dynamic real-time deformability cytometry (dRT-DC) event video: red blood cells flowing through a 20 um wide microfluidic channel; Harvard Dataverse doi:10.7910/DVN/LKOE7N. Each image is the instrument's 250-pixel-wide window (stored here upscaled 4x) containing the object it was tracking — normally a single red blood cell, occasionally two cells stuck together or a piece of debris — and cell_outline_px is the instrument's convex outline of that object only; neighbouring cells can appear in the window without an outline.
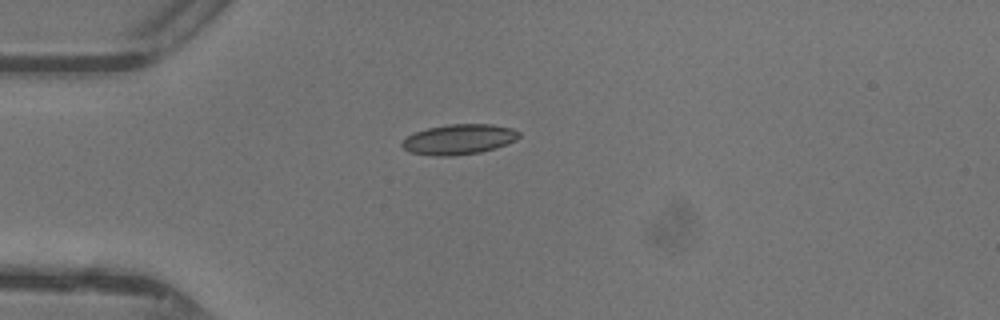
{"species": "common noctule bat (a hibernating species)", "species_latin": "Nyctalus noctula", "temperature_condition": "warm", "stored_images_in_passage": 35, "camera_frame_rate_fps": 3000, "um_per_image_px": 0.085, "animal": {"sex": "female"}, "frame": {"image": 1, "passage_image": 1, "time_ms": 0.0, "image_size_px": [1000, 320], "cell_outline_px": [[520, 136], [516, 140], [496, 148], [480, 152], [452, 156], [432, 156], [412, 152], [404, 148], [400, 144], [408, 136], [416, 132], [428, 128], [448, 124], [492, 124], [512, 128], [520, 132]], "centroid_in_image_um": [39.04, 11.84], "position_along_channel_um": 46.0, "area_um2": 20.52}}
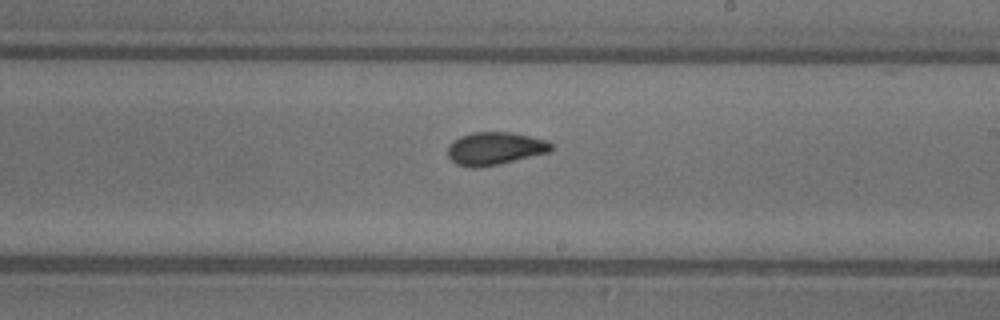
{"frame": {"image": 2, "passage_image": 16, "time_ms": 5.0, "image_size_px": [1000, 320], "cell_outline_px": [[552, 152], [500, 164], [476, 168], [472, 168], [456, 164], [448, 156], [448, 144], [452, 140], [460, 136], [472, 132], [508, 132], [548, 140], [552, 144]], "centroid_in_image_um": [42.07, 12.63], "position_along_channel_um": 246.9, "area_um2": 20.0}}
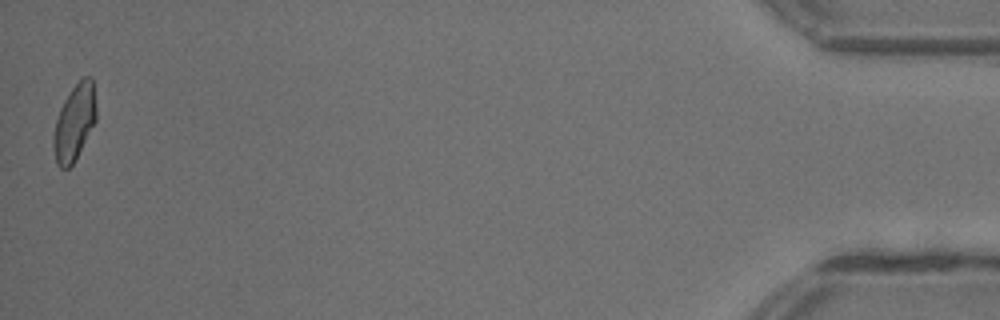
{"frame": {"image": 3, "passage_image": 35, "time_ms": 11.333, "image_size_px": [1000, 320], "cell_outline_px": [[96, 120], [72, 164], [68, 168], [60, 168], [56, 164], [52, 144], [52, 136], [56, 120], [60, 108], [64, 100], [72, 88], [84, 76], [92, 76], [96, 104]], "centroid_in_image_um": [6.31, 10.39], "position_along_channel_um": 428.9, "area_um2": 18.84}, "authors_computed_cell_mechanics": {"area_um2": 19.363, "velocity_mm_per_s": 4.4099, "shape_relaxation_time_tau1_ms": 6.9024, "shape_relaxation_time_tau2_ms": 1.2239, "deformation_change_tau1": 0.1597, "deformation_change_tau2": 0.0648}}